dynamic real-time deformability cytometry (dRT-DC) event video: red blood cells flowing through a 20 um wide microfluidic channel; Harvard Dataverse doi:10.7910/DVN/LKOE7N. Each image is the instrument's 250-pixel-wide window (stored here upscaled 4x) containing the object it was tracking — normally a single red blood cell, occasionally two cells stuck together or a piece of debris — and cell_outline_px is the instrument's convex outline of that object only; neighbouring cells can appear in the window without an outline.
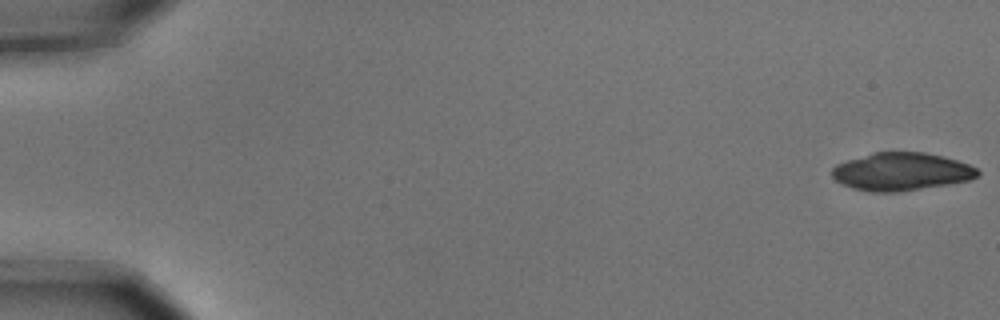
{"species": "common noctule bat (a hibernating species)", "species_latin": "Nyctalus noctula", "temperature_condition": "cold", "stored_images_in_passage": 5, "camera_frame_rate_fps": 3000, "um_per_image_px": 0.085, "animal": {"sex": "male", "body_mass_g": 15.6}, "frame": {"image": 1, "passage_image": 1, "time_ms": 0.0, "image_size_px": [1000, 320], "cell_outline_px": [[980, 176], [968, 180], [948, 184], [896, 192], [868, 192], [852, 188], [836, 180], [832, 176], [832, 168], [836, 164], [872, 152], [924, 152], [944, 156], [968, 164], [976, 168], [980, 172]], "centroid_in_image_um": [76.61, 14.58], "position_along_channel_um": 8.4, "area_um2": 32.08}}